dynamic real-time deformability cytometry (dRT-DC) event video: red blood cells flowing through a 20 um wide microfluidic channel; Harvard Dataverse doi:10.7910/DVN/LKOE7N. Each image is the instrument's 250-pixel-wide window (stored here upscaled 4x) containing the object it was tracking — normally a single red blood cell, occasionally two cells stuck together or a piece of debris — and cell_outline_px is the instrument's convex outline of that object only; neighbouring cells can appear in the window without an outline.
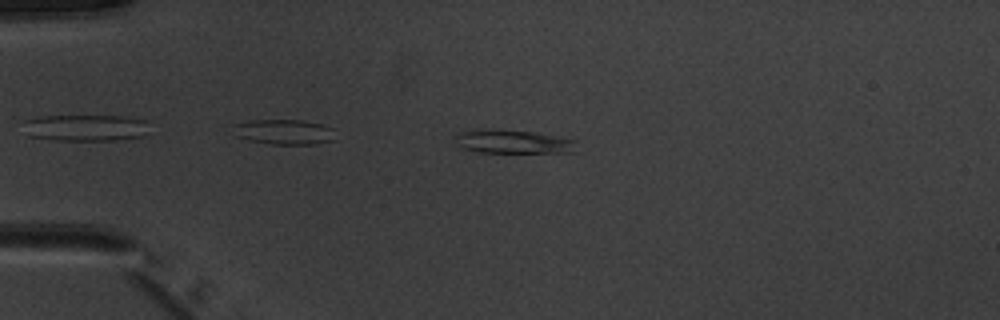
{"species": "common noctule bat (a hibernating species)", "species_latin": "Nyctalus noctula", "temperature_condition": "warm", "stored_images_in_passage": 42, "camera_frame_rate_fps": 3000, "um_per_image_px": 0.085, "animal": {"sex": "male", "body_mass_g": 20.1, "forearm_length_mm": 53.5}, "frame": {"image": 1, "passage_image": 4, "time_ms": 1.0, "image_size_px": [1000, 320], "cell_outline_px": [[576, 152], [476, 152], [460, 148], [456, 144], [452, 136], [460, 132], [536, 132], [576, 140]], "centroid_in_image_um": [43.65, 12.1], "position_along_channel_um": 41.4, "area_um2": 15.9}}
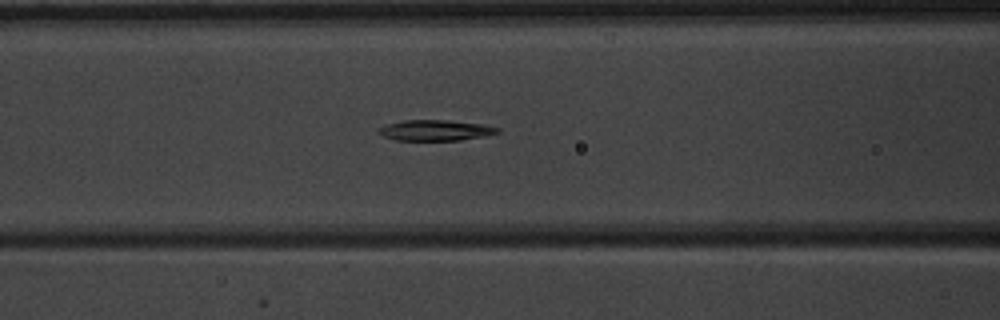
{"frame": {"image": 2, "passage_image": 13, "time_ms": 4.0, "image_size_px": [1000, 320], "cell_outline_px": [[500, 132], [484, 136], [460, 140], [396, 140], [384, 136], [376, 132], [380, 128], [388, 124], [404, 120], [444, 120], [480, 124], [500, 128]], "centroid_in_image_um": [37.0, 11.08], "position_along_channel_um": 129.6, "area_um2": 14.1}}
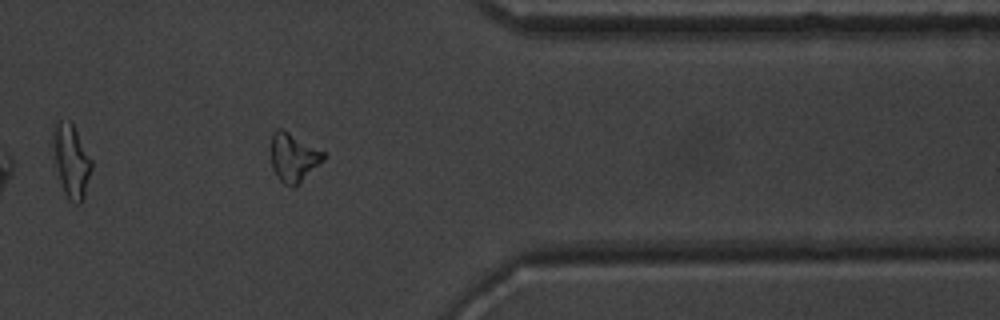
{"frame": {"image": 3, "passage_image": 33, "time_ms": 10.667, "image_size_px": [1000, 320], "cell_outline_px": [[324, 160], [300, 184], [292, 188], [284, 184], [276, 176], [272, 168], [272, 136], [276, 128], [284, 128], [324, 152]], "centroid_in_image_um": [24.95, 13.4], "position_along_channel_um": 386.4, "area_um2": 15.03}, "authors_computed_cell_mechanics": {"area_um2": 14.9991, "velocity_mm_per_s": 4.0166, "shape_relaxation_time_tau1_ms": 4.5465, "shape_relaxation_time_tau2_ms": null, "deformation_change_tau1": 0.1931, "deformation_change_tau2": null}}